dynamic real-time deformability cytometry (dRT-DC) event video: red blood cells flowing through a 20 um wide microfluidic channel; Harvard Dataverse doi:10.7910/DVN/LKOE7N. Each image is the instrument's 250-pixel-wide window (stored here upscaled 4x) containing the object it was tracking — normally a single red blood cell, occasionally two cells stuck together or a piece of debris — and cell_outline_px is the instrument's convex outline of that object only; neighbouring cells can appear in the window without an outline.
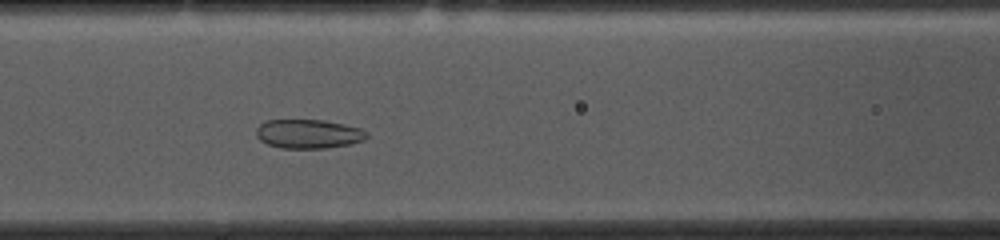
{"species": "common noctule bat (a hibernating species)", "species_latin": "Nyctalus noctula", "temperature_condition": "cold", "stored_images_in_passage": 53, "camera_frame_rate_fps": 3000, "um_per_image_px": 0.085, "animal": {"sex": "female", "body_mass_g": 10.0, "forearm_length_mm": 53.1}, "frame": {"image": 1, "passage_image": 21, "time_ms": 6.667, "image_size_px": [1000, 240], "cell_outline_px": [[368, 136], [364, 140], [348, 144], [324, 148], [280, 148], [268, 144], [260, 140], [256, 136], [256, 128], [264, 120], [324, 120], [344, 124], [360, 128], [368, 132]], "centroid_in_image_um": [26.2, 11.37], "position_along_channel_um": 140.4, "area_um2": 18.73}}
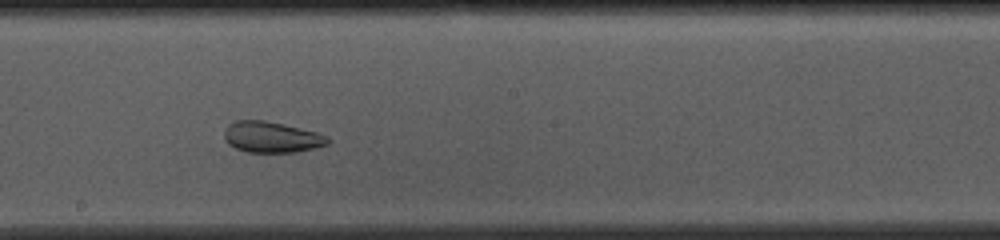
{"frame": {"image": 2, "passage_image": 28, "time_ms": 9.0, "image_size_px": [1000, 240], "cell_outline_px": [[332, 140], [328, 144], [316, 148], [296, 152], [248, 152], [236, 148], [228, 144], [224, 140], [224, 128], [232, 120], [264, 120], [284, 124], [316, 132], [328, 136]], "centroid_in_image_um": [23.07, 11.65], "position_along_channel_um": 225.1, "area_um2": 18.96}}
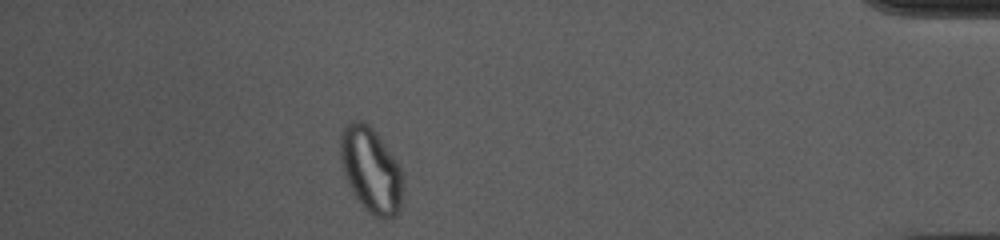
{"frame": {"image": 3, "passage_image": 47, "time_ms": 15.333, "image_size_px": [1000, 240], "cell_outline_px": [[404, 184], [400, 212], [396, 216], [388, 220], [384, 220], [368, 212], [364, 208], [352, 192], [344, 176], [340, 160], [340, 132], [344, 124], [352, 120], [364, 120], [376, 132], [400, 168]], "centroid_in_image_um": [31.52, 14.46], "position_along_channel_um": 403.7, "area_um2": 31.56}}